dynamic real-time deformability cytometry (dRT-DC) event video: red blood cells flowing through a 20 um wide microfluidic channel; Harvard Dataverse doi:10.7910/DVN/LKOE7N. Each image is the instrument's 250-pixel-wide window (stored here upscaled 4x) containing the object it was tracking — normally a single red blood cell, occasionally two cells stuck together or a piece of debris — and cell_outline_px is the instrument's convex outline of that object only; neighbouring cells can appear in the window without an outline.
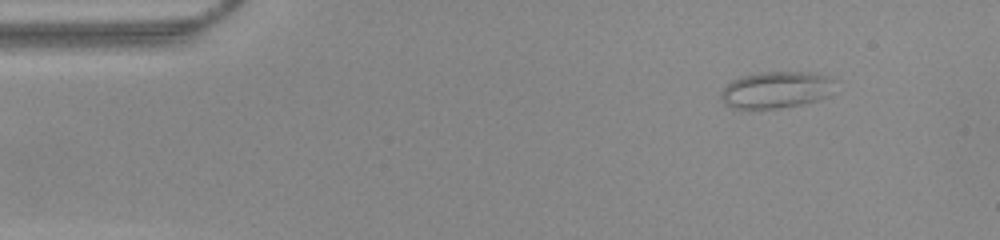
{"species": "common noctule bat (a hibernating species)", "species_latin": "Nyctalus noctula", "temperature_condition": "warm", "stored_images_in_passage": 46, "camera_frame_rate_fps": 3000, "um_per_image_px": 0.085, "animal": {"sex": "female", "body_mass_g": 22.0, "forearm_length_mm": 56.7}, "frame": {"image": 1, "passage_image": 1, "time_ms": 0.0, "image_size_px": [1000, 240], "cell_outline_px": [[836, 80], [824, 96], [816, 100], [800, 104], [776, 108], [732, 108], [724, 104], [720, 96], [724, 88], [732, 80], [744, 76], [764, 72], [808, 72], [832, 76]], "centroid_in_image_um": [65.94, 7.62], "position_along_channel_um": 19.1, "area_um2": 23.87}}
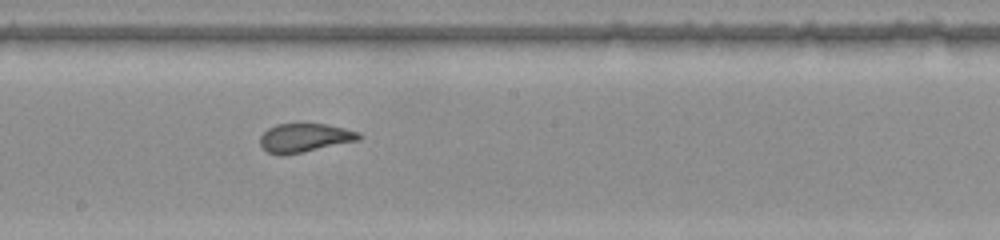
{"frame": {"image": 2, "passage_image": 23, "time_ms": 7.333, "image_size_px": [1000, 240], "cell_outline_px": [[364, 136], [360, 140], [284, 156], [280, 156], [268, 152], [260, 148], [260, 136], [268, 128], [276, 124], [324, 124], [344, 128], [360, 132]], "centroid_in_image_um": [25.89, 11.73], "position_along_channel_um": 222.3, "area_um2": 16.76}}
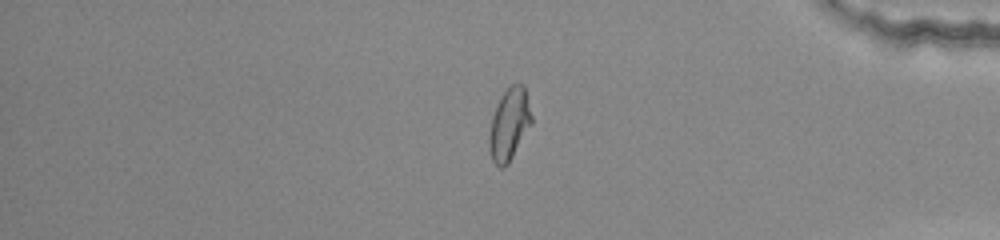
{"frame": {"image": 3, "passage_image": 38, "time_ms": 12.333, "image_size_px": [1000, 240], "cell_outline_px": [[532, 124], [508, 164], [504, 168], [500, 168], [492, 160], [488, 148], [488, 136], [492, 116], [500, 96], [512, 84], [524, 84], [532, 116]], "centroid_in_image_um": [43.28, 10.58], "position_along_channel_um": 391.9, "area_um2": 17.92}}